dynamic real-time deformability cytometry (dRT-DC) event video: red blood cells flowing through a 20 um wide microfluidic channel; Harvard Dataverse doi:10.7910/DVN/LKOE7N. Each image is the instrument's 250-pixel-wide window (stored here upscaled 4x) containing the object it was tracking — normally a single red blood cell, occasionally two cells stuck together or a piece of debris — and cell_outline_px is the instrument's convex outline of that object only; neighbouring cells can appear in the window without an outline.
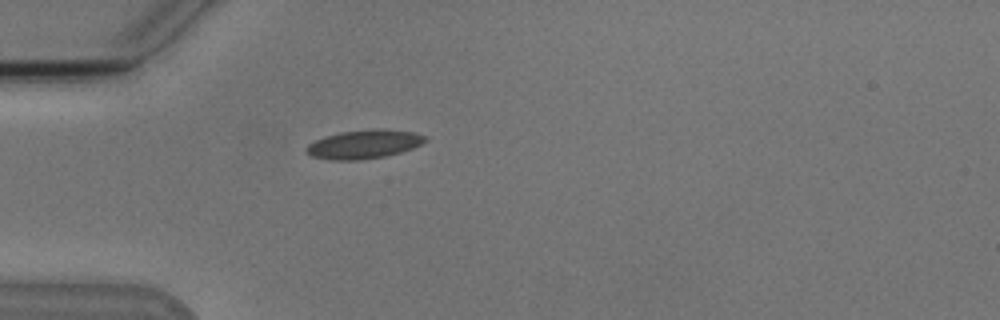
{"species": "Egyptian fruit bat (a non-hibernating species)", "species_latin": "Rousettus aegyptiacus", "temperature_condition": "cold", "stored_images_in_passage": 3, "camera_frame_rate_fps": 3000, "um_per_image_px": 0.085, "animal": {"sex": "male"}, "frame": {"image": 1, "passage_image": 3, "time_ms": 3.333, "image_size_px": [1000, 320], "cell_outline_px": [[428, 140], [412, 148], [400, 152], [384, 156], [360, 160], [328, 160], [312, 156], [304, 148], [308, 144], [324, 136], [340, 132], [376, 128], [412, 132], [428, 136]], "centroid_in_image_um": [30.93, 12.26], "position_along_channel_um": 54.1, "area_um2": 19.88}}